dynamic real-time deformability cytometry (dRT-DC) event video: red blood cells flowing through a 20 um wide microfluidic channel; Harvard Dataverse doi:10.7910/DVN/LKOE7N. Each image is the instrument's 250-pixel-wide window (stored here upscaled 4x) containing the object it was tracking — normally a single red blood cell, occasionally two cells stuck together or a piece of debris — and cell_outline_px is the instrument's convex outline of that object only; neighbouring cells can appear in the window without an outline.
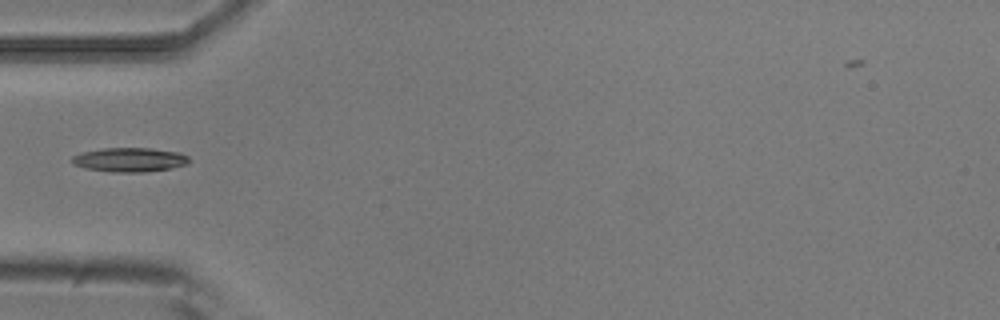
{"species": "common noctule bat (a hibernating species)", "species_latin": "Nyctalus noctula", "temperature_condition": "room temperature", "stored_images_in_passage": 5, "camera_frame_rate_fps": 3000, "um_per_image_px": 0.085, "animal": {"sex": "male", "body_mass_g": 20.5, "forearm_length_mm": 52.5}, "frame": {"image": 1, "passage_image": 4, "time_ms": 1.0, "image_size_px": [1000, 320], "cell_outline_px": [[188, 164], [172, 168], [144, 172], [112, 172], [84, 168], [72, 164], [72, 156], [80, 152], [100, 148], [152, 148], [180, 152], [188, 156]], "centroid_in_image_um": [11.0, 13.57], "position_along_channel_um": 74.0, "area_um2": 16.7}}
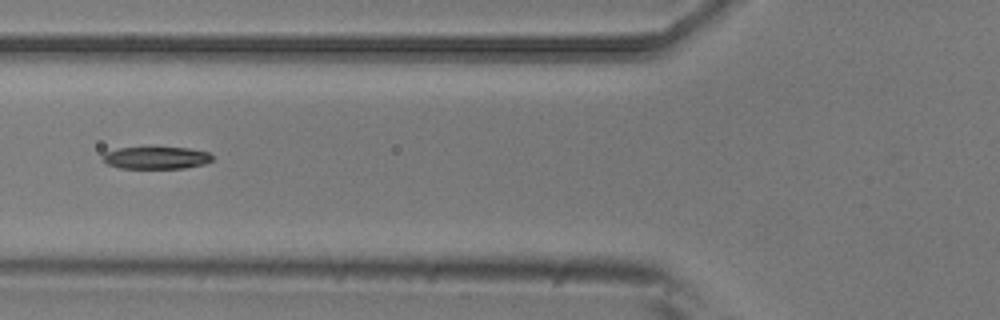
{"frame": {"image": 2, "passage_image": 5, "time_ms": 1.333, "image_size_px": [1000, 320], "cell_outline_px": [[212, 160], [204, 164], [184, 168], [120, 168], [108, 164], [104, 160], [104, 152], [120, 148], [188, 148], [208, 152], [212, 156]], "centroid_in_image_um": [13.29, 13.42], "position_along_channel_um": 112.5, "area_um2": 13.93}}